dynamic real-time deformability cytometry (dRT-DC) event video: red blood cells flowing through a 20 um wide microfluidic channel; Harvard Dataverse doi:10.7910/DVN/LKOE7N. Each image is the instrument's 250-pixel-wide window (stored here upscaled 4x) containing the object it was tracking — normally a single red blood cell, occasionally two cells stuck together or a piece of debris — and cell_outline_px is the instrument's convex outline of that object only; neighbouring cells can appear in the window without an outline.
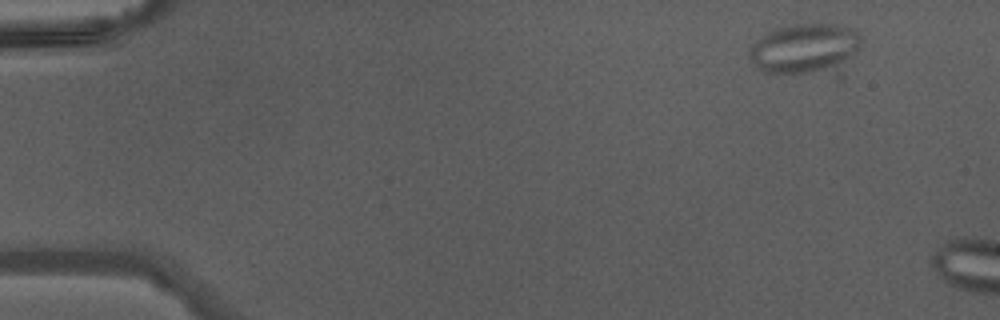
{"species": "Egyptian fruit bat (a non-hibernating species)", "species_latin": "Rousettus aegyptiacus", "temperature_condition": "warm", "stored_images_in_passage": 5, "camera_frame_rate_fps": 3000, "um_per_image_px": 0.085, "animal": {"sex": "male"}, "frame": {"image": 1, "passage_image": 1, "time_ms": 0.0, "image_size_px": [1000, 320], "cell_outline_px": [[860, 40], [856, 52], [836, 64], [812, 72], [764, 72], [756, 68], [748, 52], [752, 44], [756, 40], [768, 32], [776, 28], [796, 24], [836, 24], [856, 28], [860, 36]], "centroid_in_image_um": [68.33, 4.05], "position_along_channel_um": 16.7, "area_um2": 31.15}}